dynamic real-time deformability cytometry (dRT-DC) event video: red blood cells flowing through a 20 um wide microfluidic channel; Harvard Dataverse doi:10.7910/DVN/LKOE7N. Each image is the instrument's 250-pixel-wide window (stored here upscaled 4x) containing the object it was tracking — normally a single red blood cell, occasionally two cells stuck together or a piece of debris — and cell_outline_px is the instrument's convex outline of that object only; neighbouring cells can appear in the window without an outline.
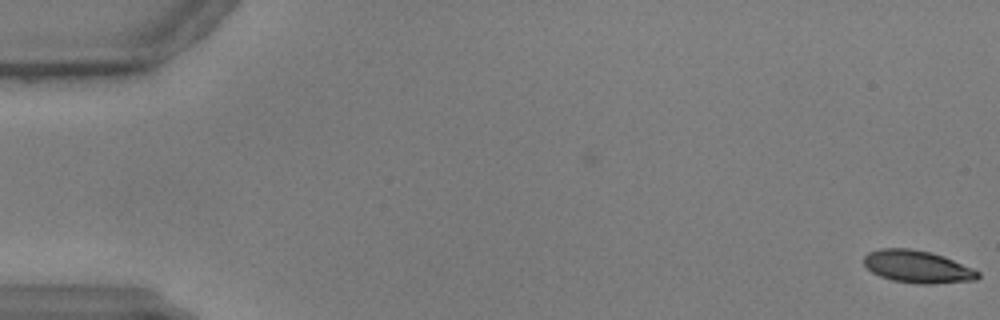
{"species": "common noctule bat (a hibernating species)", "species_latin": "Nyctalus noctula", "temperature_condition": "warm", "stored_images_in_passage": 5, "camera_frame_rate_fps": 3000, "um_per_image_px": 0.085, "animal": {"sex": "male", "body_mass_g": 17.9, "forearm_length_mm": 54.2}, "frame": {"image": 1, "passage_image": 5, "time_ms": 1.333, "image_size_px": [1000, 320], "cell_outline_px": [[980, 276], [976, 280], [932, 284], [916, 284], [892, 280], [880, 276], [872, 272], [864, 264], [864, 256], [868, 252], [880, 248], [912, 248], [932, 252], [944, 256], [972, 268], [980, 272]], "centroid_in_image_um": [77.98, 22.66], "position_along_channel_um": 7.0, "area_um2": 21.73}}